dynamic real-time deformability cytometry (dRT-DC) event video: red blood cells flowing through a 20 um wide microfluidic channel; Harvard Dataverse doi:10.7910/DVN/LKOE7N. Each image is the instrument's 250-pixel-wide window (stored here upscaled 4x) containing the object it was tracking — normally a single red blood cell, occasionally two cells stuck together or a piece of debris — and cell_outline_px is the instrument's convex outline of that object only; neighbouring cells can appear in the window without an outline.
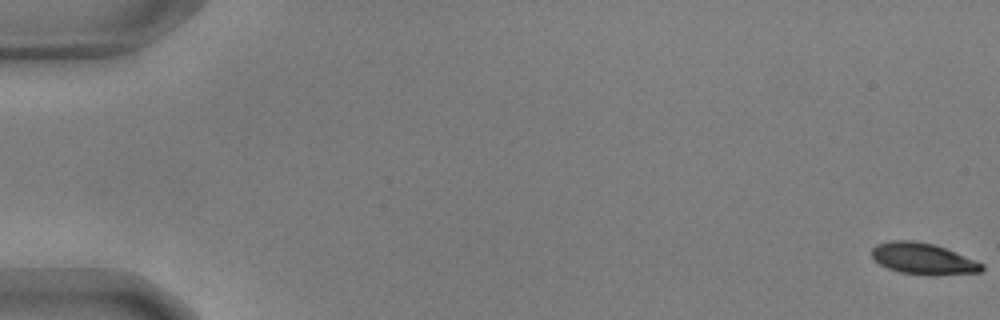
{"species": "common noctule bat (a hibernating species)", "species_latin": "Nyctalus noctula", "temperature_condition": "warm", "stored_images_in_passage": 12, "camera_frame_rate_fps": 3000, "um_per_image_px": 0.085, "animal": {"sex": "male", "body_mass_g": 17.9, "forearm_length_mm": 54.2}, "frame": {"image": 1, "passage_image": 1, "time_ms": 0.0, "image_size_px": [1000, 320], "cell_outline_px": [[984, 268], [980, 272], [900, 272], [888, 268], [880, 264], [872, 256], [872, 248], [876, 244], [888, 240], [912, 240], [932, 244], [944, 248], [976, 260], [984, 264]], "centroid_in_image_um": [78.39, 21.92], "position_along_channel_um": 6.6, "area_um2": 18.96}}